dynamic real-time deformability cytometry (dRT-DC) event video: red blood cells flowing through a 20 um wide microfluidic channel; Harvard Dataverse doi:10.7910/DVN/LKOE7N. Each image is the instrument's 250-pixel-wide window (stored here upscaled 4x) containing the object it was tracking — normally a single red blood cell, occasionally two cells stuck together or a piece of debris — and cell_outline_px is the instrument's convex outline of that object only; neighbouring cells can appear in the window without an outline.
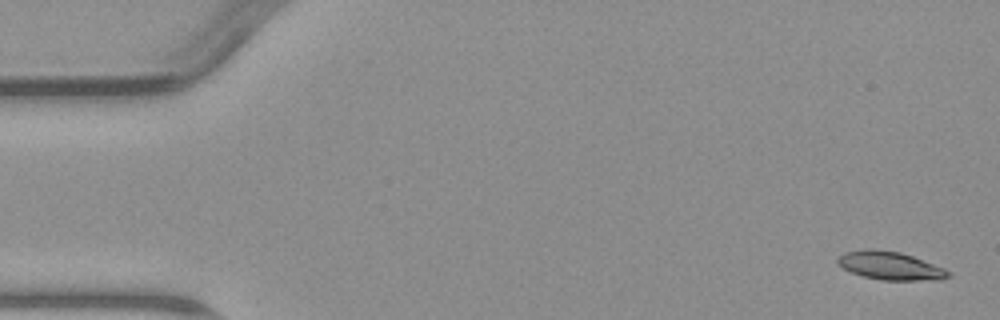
{"species": "common noctule bat (a hibernating species)", "species_latin": "Nyctalus noctula", "temperature_condition": "warm", "stored_images_in_passage": 6, "camera_frame_rate_fps": 3000, "um_per_image_px": 0.085, "animal": {"sex": "male", "body_mass_g": 23.1, "forearm_length_mm": 52.7}, "frame": {"image": 1, "passage_image": 1, "time_ms": 0.0, "image_size_px": [1000, 320], "cell_outline_px": [[952, 276], [940, 280], [880, 280], [864, 276], [852, 272], [836, 264], [836, 260], [844, 252], [868, 248], [872, 248], [900, 252], [912, 256], [944, 268], [952, 272]], "centroid_in_image_um": [75.68, 22.58], "position_along_channel_um": 9.3, "area_um2": 18.26}}
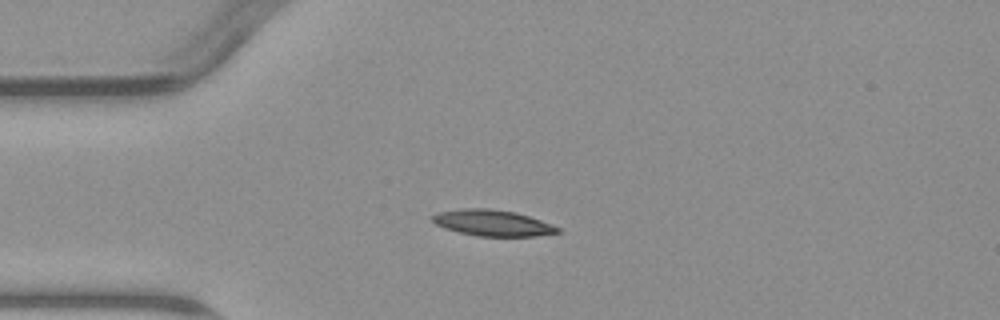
{"frame": {"image": 2, "passage_image": 4, "time_ms": 4.0, "image_size_px": [1000, 320], "cell_outline_px": [[560, 232], [536, 236], [476, 236], [444, 228], [436, 224], [432, 220], [432, 216], [440, 212], [460, 208], [488, 208], [516, 212], [552, 224], [560, 228]], "centroid_in_image_um": [41.88, 18.94], "position_along_channel_um": 43.1, "area_um2": 18.96}}
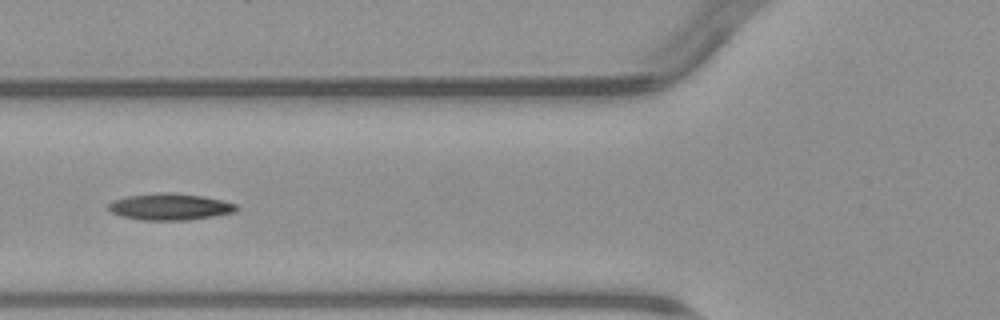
{"frame": {"image": 3, "passage_image": 6, "time_ms": 6.333, "image_size_px": [1000, 320], "cell_outline_px": [[240, 208], [236, 212], [188, 220], [140, 220], [120, 216], [112, 212], [108, 208], [108, 204], [112, 200], [128, 196], [160, 192], [172, 192], [204, 196], [236, 204]], "centroid_in_image_um": [14.44, 17.57], "position_along_channel_um": 111.4, "area_um2": 19.94}}